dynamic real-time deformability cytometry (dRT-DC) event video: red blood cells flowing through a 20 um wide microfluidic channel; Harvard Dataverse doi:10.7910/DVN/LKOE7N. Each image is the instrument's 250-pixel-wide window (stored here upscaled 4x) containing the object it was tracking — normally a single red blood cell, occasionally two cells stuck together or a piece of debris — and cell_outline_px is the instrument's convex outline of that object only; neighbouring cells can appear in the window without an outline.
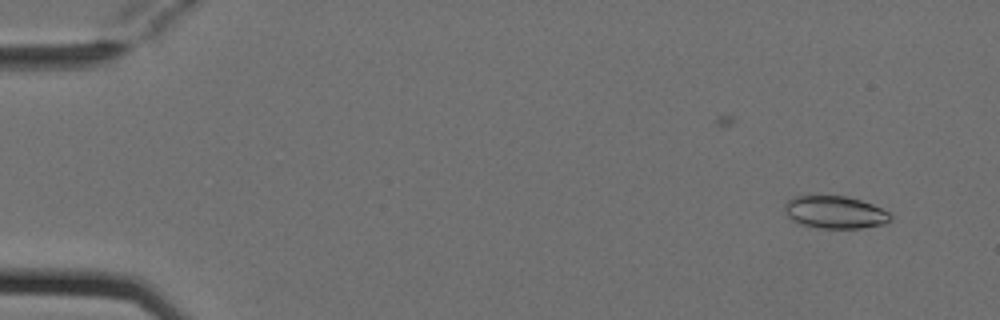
{"species": "Egyptian fruit bat (a non-hibernating species)", "species_latin": "Rousettus aegyptiacus", "temperature_condition": "cold", "stored_images_in_passage": 4, "camera_frame_rate_fps": 3000, "um_per_image_px": 0.085, "animal": {"sex": "female"}, "frame": {"image": 1, "passage_image": 1, "time_ms": 0.0, "image_size_px": [1000, 320], "cell_outline_px": [[892, 220], [884, 224], [860, 228], [820, 228], [800, 224], [792, 220], [788, 216], [784, 208], [784, 204], [788, 200], [796, 196], [848, 196], [872, 204], [888, 212], [892, 216]], "centroid_in_image_um": [70.98, 18.04], "position_along_channel_um": 14.0, "area_um2": 20.0}}
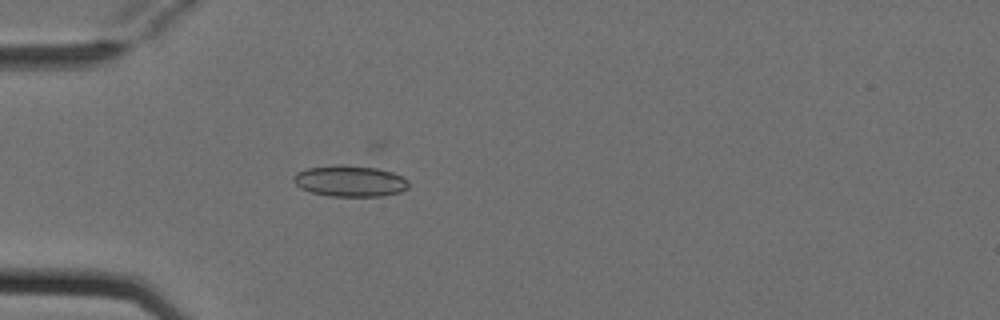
{"frame": {"image": 2, "passage_image": 4, "time_ms": 1.0, "image_size_px": [1000, 320], "cell_outline_px": [[408, 188], [400, 192], [380, 196], [332, 196], [312, 192], [300, 188], [292, 180], [292, 176], [296, 172], [308, 168], [340, 164], [376, 168], [392, 172], [408, 180]], "centroid_in_image_um": [29.72, 15.38], "position_along_channel_um": 55.3, "area_um2": 20.81}}